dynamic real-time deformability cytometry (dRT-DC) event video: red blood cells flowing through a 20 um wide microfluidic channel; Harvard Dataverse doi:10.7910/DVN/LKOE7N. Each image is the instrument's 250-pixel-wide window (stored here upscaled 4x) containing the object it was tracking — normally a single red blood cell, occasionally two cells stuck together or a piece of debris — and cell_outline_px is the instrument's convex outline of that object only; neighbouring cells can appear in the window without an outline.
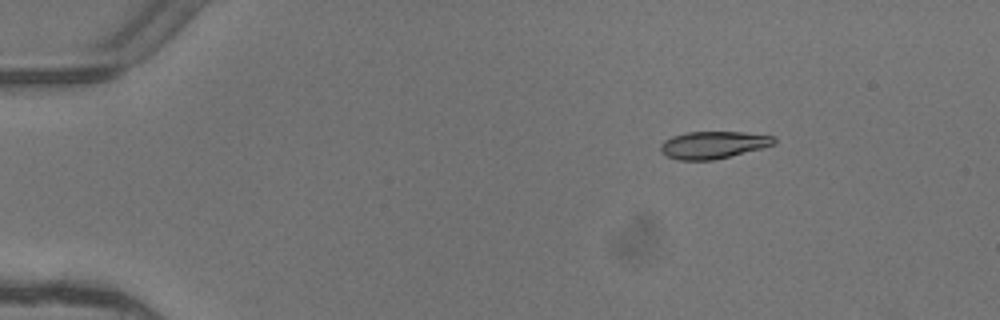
{"species": "common noctule bat (a hibernating species)", "species_latin": "Nyctalus noctula", "temperature_condition": "warm", "stored_images_in_passage": 5, "camera_frame_rate_fps": 3000, "um_per_image_px": 0.085, "animal": {"sex": "female"}, "frame": {"image": 1, "passage_image": 3, "time_ms": 0.667, "image_size_px": [1000, 320], "cell_outline_px": [[776, 144], [712, 160], [680, 160], [668, 156], [660, 152], [660, 144], [664, 140], [672, 136], [688, 132], [744, 132], [776, 136]], "centroid_in_image_um": [60.61, 12.3], "position_along_channel_um": 24.4, "area_um2": 17.92}}